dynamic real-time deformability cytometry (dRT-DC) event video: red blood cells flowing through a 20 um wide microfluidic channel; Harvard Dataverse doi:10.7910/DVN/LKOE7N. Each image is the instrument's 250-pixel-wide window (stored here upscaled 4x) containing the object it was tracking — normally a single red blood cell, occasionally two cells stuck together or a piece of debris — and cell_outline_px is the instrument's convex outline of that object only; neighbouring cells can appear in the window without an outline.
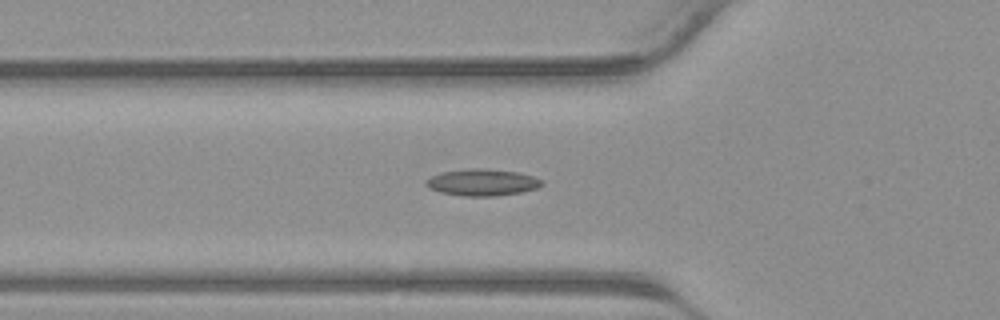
{"species": "common noctule bat (a hibernating species)", "species_latin": "Nyctalus noctula", "temperature_condition": "warm", "stored_images_in_passage": 43, "camera_frame_rate_fps": 3000, "um_per_image_px": 0.085, "animal": {"sex": "male", "body_mass_g": 23.1, "forearm_length_mm": 52.7}, "frame": {"image": 1, "passage_image": 15, "time_ms": 4.667, "image_size_px": [1000, 320], "cell_outline_px": [[544, 184], [540, 188], [520, 192], [496, 196], [464, 196], [440, 192], [428, 188], [424, 184], [424, 180], [440, 172], [468, 168], [480, 168], [516, 172], [532, 176], [544, 180]], "centroid_in_image_um": [40.98, 15.5], "position_along_channel_um": 84.8, "area_um2": 18.21}}
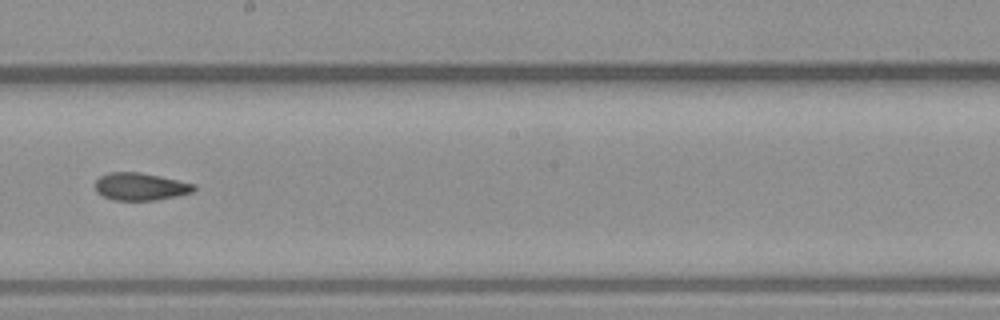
{"frame": {"image": 2, "passage_image": 24, "time_ms": 7.667, "image_size_px": [1000, 320], "cell_outline_px": [[196, 188], [192, 192], [156, 200], [116, 200], [104, 196], [96, 192], [96, 180], [100, 176], [108, 172], [140, 172], [160, 176], [196, 184]], "centroid_in_image_um": [11.93, 15.85], "position_along_channel_um": 236.3, "area_um2": 15.72}}
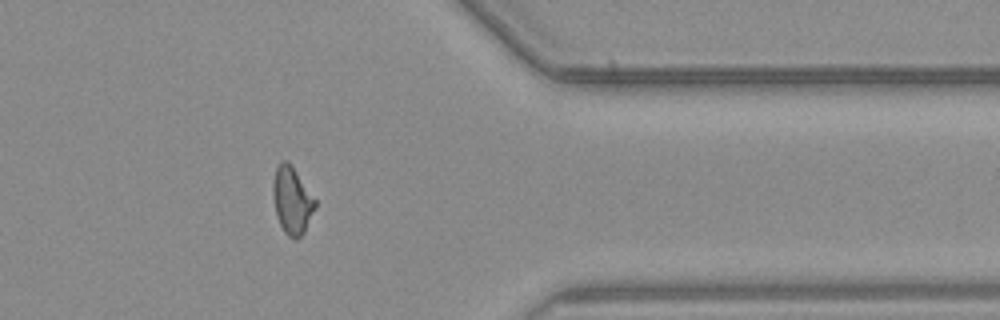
{"frame": {"image": 3, "passage_image": 34, "time_ms": 11.0, "image_size_px": [1000, 320], "cell_outline_px": [[316, 204], [304, 232], [296, 240], [288, 236], [284, 232], [276, 216], [272, 196], [272, 184], [276, 168], [280, 160], [288, 160], [316, 200]], "centroid_in_image_um": [24.79, 17.02], "position_along_channel_um": 386.6, "area_um2": 16.47}}